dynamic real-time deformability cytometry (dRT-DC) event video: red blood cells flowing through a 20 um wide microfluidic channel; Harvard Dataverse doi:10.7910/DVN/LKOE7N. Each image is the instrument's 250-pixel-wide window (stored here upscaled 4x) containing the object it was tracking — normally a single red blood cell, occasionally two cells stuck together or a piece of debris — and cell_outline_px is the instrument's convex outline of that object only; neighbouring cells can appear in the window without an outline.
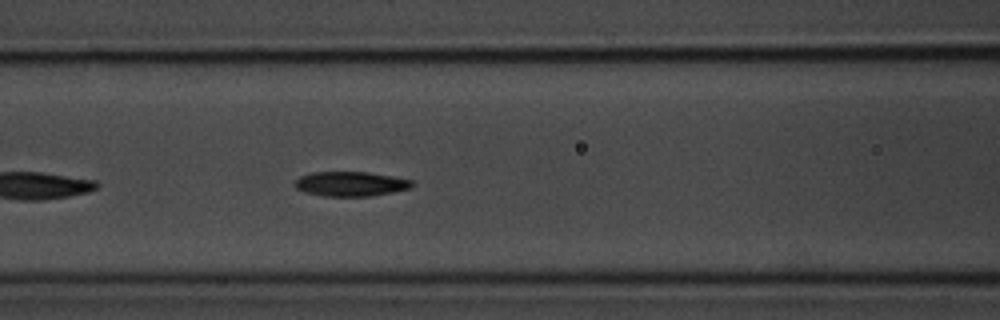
{"species": "common noctule bat (a hibernating species)", "species_latin": "Nyctalus noctula", "temperature_condition": "room temperature", "stored_images_in_passage": 31, "camera_frame_rate_fps": 3000, "um_per_image_px": 0.085, "animal": {"sex": "male", "body_mass_g": 20.1, "forearm_length_mm": 53.5}, "frame": {"image": 1, "passage_image": 10, "time_ms": 3.0, "image_size_px": [1000, 320], "cell_outline_px": [[412, 188], [392, 192], [368, 196], [324, 196], [304, 192], [296, 188], [292, 184], [300, 176], [312, 172], [368, 172], [392, 176], [412, 180]], "centroid_in_image_um": [29.77, 15.63], "position_along_channel_um": 136.8, "area_um2": 16.82}}
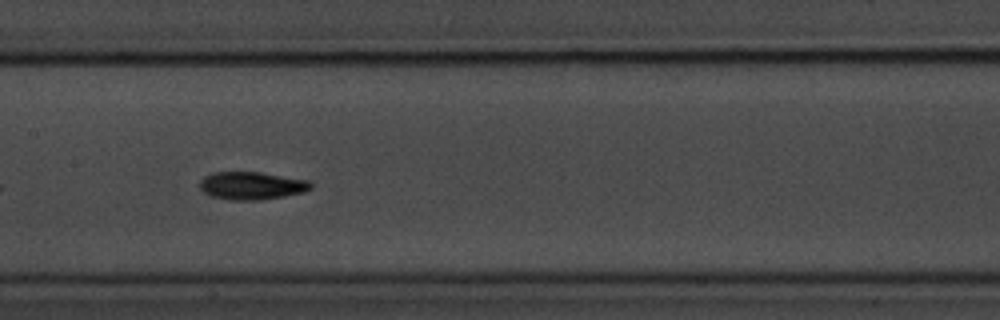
{"frame": {"image": 2, "passage_image": 14, "time_ms": 4.333, "image_size_px": [1000, 320], "cell_outline_px": [[312, 188], [304, 192], [284, 196], [260, 200], [228, 200], [212, 196], [204, 192], [200, 188], [200, 180], [204, 176], [212, 172], [260, 172], [312, 180]], "centroid_in_image_um": [21.42, 15.77], "position_along_channel_um": 186.0, "area_um2": 18.21}}
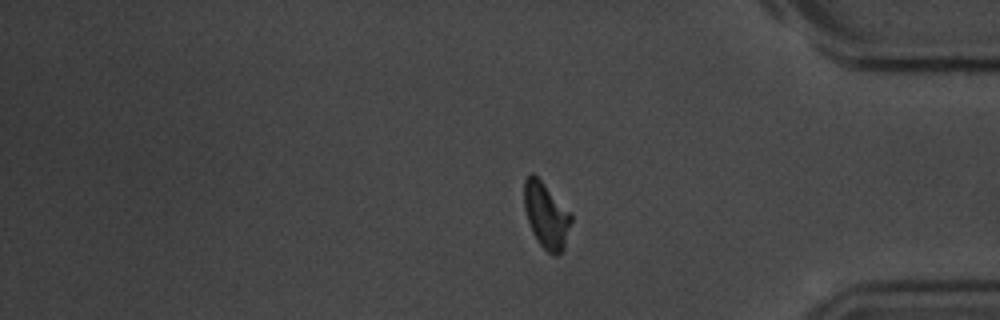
{"frame": {"image": 3, "passage_image": 31, "time_ms": 10.0, "image_size_px": [1000, 320], "cell_outline_px": [[572, 220], [564, 248], [556, 256], [548, 252], [540, 244], [532, 232], [524, 208], [524, 180], [528, 172], [532, 172], [572, 212]], "centroid_in_image_um": [46.43, 18.28], "position_along_channel_um": 388.8, "area_um2": 18.03}, "authors_computed_cell_mechanics": {"area_um2": 17.1088, "velocity_mm_per_s": 3.6881, "shape_relaxation_time_tau1_ms": 2.9923, "shape_relaxation_time_tau2_ms": 3.6843, "deformation_change_tau1": 0.1708, "deformation_change_tau2": 0.1038}}